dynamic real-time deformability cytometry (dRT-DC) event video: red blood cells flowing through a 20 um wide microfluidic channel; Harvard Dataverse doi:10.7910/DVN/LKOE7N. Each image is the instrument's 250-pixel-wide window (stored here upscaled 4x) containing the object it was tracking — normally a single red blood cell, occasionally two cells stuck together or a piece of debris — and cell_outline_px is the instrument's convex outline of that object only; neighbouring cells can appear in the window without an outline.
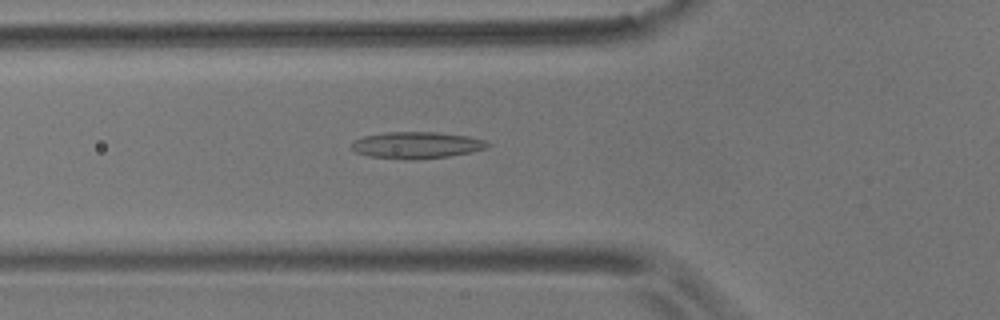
{"species": "common noctule bat (a hibernating species)", "species_latin": "Nyctalus noctula", "temperature_condition": "room temperature", "stored_images_in_passage": 55, "camera_frame_rate_fps": 3000, "um_per_image_px": 0.085, "animal": {"sex": "male", "body_mass_g": 17.9}, "frame": {"image": 1, "passage_image": 19, "time_ms": 6.0, "image_size_px": [1000, 320], "cell_outline_px": [[492, 144], [488, 148], [472, 152], [448, 156], [408, 160], [404, 160], [368, 156], [356, 152], [352, 148], [352, 140], [364, 136], [384, 132], [432, 132], [468, 136], [484, 140]], "centroid_in_image_um": [35.41, 12.34], "position_along_channel_um": 90.4, "area_um2": 21.21}}
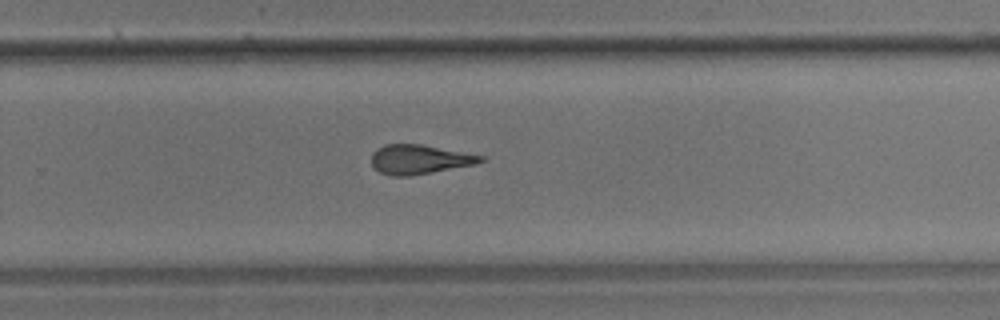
{"frame": {"image": 2, "passage_image": 36, "time_ms": 11.667, "image_size_px": [1000, 320], "cell_outline_px": [[484, 160], [476, 164], [432, 172], [408, 176], [392, 176], [380, 172], [372, 164], [372, 152], [376, 148], [384, 144], [420, 144], [484, 156]], "centroid_in_image_um": [35.62, 13.54], "position_along_channel_um": 294.2, "area_um2": 18.5}}
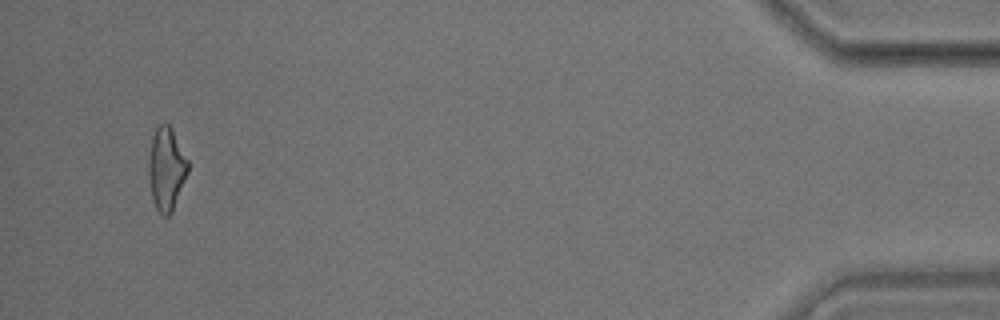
{"frame": {"image": 3, "passage_image": 53, "time_ms": 17.333, "image_size_px": [1000, 320], "cell_outline_px": [[188, 172], [172, 212], [168, 216], [164, 216], [156, 208], [152, 200], [148, 172], [148, 160], [152, 136], [156, 128], [160, 124], [168, 124], [172, 128], [188, 160]], "centroid_in_image_um": [14.13, 14.35], "position_along_channel_um": 421.1, "area_um2": 18.96}, "authors_computed_cell_mechanics": {"area_um2": 19.4208, "velocity_mm_per_s": 3.5925, "shape_relaxation_time_tau1_ms": null, "shape_relaxation_time_tau2_ms": 4.0001, "deformation_change_tau1": null, "deformation_change_tau2": 0.1638}}